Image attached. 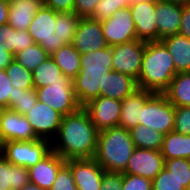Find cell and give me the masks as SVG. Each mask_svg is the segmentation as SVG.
<instances>
[{
	"label": "cell",
	"mask_w": 190,
	"mask_h": 190,
	"mask_svg": "<svg viewBox=\"0 0 190 190\" xmlns=\"http://www.w3.org/2000/svg\"><path fill=\"white\" fill-rule=\"evenodd\" d=\"M98 132L88 112L81 107L62 117L58 133L51 141V150L64 160L94 158Z\"/></svg>",
	"instance_id": "1"
},
{
	"label": "cell",
	"mask_w": 190,
	"mask_h": 190,
	"mask_svg": "<svg viewBox=\"0 0 190 190\" xmlns=\"http://www.w3.org/2000/svg\"><path fill=\"white\" fill-rule=\"evenodd\" d=\"M81 70L73 80V87L79 104L83 107L90 100L100 96L104 89L106 74L112 70V47L81 54Z\"/></svg>",
	"instance_id": "2"
},
{
	"label": "cell",
	"mask_w": 190,
	"mask_h": 190,
	"mask_svg": "<svg viewBox=\"0 0 190 190\" xmlns=\"http://www.w3.org/2000/svg\"><path fill=\"white\" fill-rule=\"evenodd\" d=\"M172 56L161 41L145 42L138 88L163 93L176 75Z\"/></svg>",
	"instance_id": "3"
},
{
	"label": "cell",
	"mask_w": 190,
	"mask_h": 190,
	"mask_svg": "<svg viewBox=\"0 0 190 190\" xmlns=\"http://www.w3.org/2000/svg\"><path fill=\"white\" fill-rule=\"evenodd\" d=\"M135 145L129 130L116 126L98 132L94 159L106 172L123 173Z\"/></svg>",
	"instance_id": "4"
},
{
	"label": "cell",
	"mask_w": 190,
	"mask_h": 190,
	"mask_svg": "<svg viewBox=\"0 0 190 190\" xmlns=\"http://www.w3.org/2000/svg\"><path fill=\"white\" fill-rule=\"evenodd\" d=\"M174 123L175 106L163 93H154L142 107L140 124L166 135L173 131Z\"/></svg>",
	"instance_id": "5"
},
{
	"label": "cell",
	"mask_w": 190,
	"mask_h": 190,
	"mask_svg": "<svg viewBox=\"0 0 190 190\" xmlns=\"http://www.w3.org/2000/svg\"><path fill=\"white\" fill-rule=\"evenodd\" d=\"M50 151L51 142L46 139L8 141L3 143L2 155L12 165L29 169L36 165Z\"/></svg>",
	"instance_id": "6"
},
{
	"label": "cell",
	"mask_w": 190,
	"mask_h": 190,
	"mask_svg": "<svg viewBox=\"0 0 190 190\" xmlns=\"http://www.w3.org/2000/svg\"><path fill=\"white\" fill-rule=\"evenodd\" d=\"M36 94L38 101L45 103L63 116L72 114L82 107L76 98L71 80H61L36 88Z\"/></svg>",
	"instance_id": "7"
},
{
	"label": "cell",
	"mask_w": 190,
	"mask_h": 190,
	"mask_svg": "<svg viewBox=\"0 0 190 190\" xmlns=\"http://www.w3.org/2000/svg\"><path fill=\"white\" fill-rule=\"evenodd\" d=\"M57 13L53 9L42 5L34 15L27 30L34 42L42 46L49 55L63 46L54 34Z\"/></svg>",
	"instance_id": "8"
},
{
	"label": "cell",
	"mask_w": 190,
	"mask_h": 190,
	"mask_svg": "<svg viewBox=\"0 0 190 190\" xmlns=\"http://www.w3.org/2000/svg\"><path fill=\"white\" fill-rule=\"evenodd\" d=\"M144 49L145 42L138 39L112 46V70L127 74L137 81Z\"/></svg>",
	"instance_id": "9"
},
{
	"label": "cell",
	"mask_w": 190,
	"mask_h": 190,
	"mask_svg": "<svg viewBox=\"0 0 190 190\" xmlns=\"http://www.w3.org/2000/svg\"><path fill=\"white\" fill-rule=\"evenodd\" d=\"M103 36L110 47L137 39L130 7L119 9L101 21Z\"/></svg>",
	"instance_id": "10"
},
{
	"label": "cell",
	"mask_w": 190,
	"mask_h": 190,
	"mask_svg": "<svg viewBox=\"0 0 190 190\" xmlns=\"http://www.w3.org/2000/svg\"><path fill=\"white\" fill-rule=\"evenodd\" d=\"M39 139L52 141L59 130L63 115L45 103L37 101L25 115Z\"/></svg>",
	"instance_id": "11"
},
{
	"label": "cell",
	"mask_w": 190,
	"mask_h": 190,
	"mask_svg": "<svg viewBox=\"0 0 190 190\" xmlns=\"http://www.w3.org/2000/svg\"><path fill=\"white\" fill-rule=\"evenodd\" d=\"M121 107L120 100L105 96L94 98L83 106L98 131L119 126Z\"/></svg>",
	"instance_id": "12"
},
{
	"label": "cell",
	"mask_w": 190,
	"mask_h": 190,
	"mask_svg": "<svg viewBox=\"0 0 190 190\" xmlns=\"http://www.w3.org/2000/svg\"><path fill=\"white\" fill-rule=\"evenodd\" d=\"M164 161L160 151L135 148L123 173L154 180L164 168Z\"/></svg>",
	"instance_id": "13"
},
{
	"label": "cell",
	"mask_w": 190,
	"mask_h": 190,
	"mask_svg": "<svg viewBox=\"0 0 190 190\" xmlns=\"http://www.w3.org/2000/svg\"><path fill=\"white\" fill-rule=\"evenodd\" d=\"M70 167L77 190H99L102 177L106 172L94 158L69 159Z\"/></svg>",
	"instance_id": "14"
},
{
	"label": "cell",
	"mask_w": 190,
	"mask_h": 190,
	"mask_svg": "<svg viewBox=\"0 0 190 190\" xmlns=\"http://www.w3.org/2000/svg\"><path fill=\"white\" fill-rule=\"evenodd\" d=\"M72 45L80 54L97 51L108 46L103 36L101 22L89 17L81 18Z\"/></svg>",
	"instance_id": "15"
},
{
	"label": "cell",
	"mask_w": 190,
	"mask_h": 190,
	"mask_svg": "<svg viewBox=\"0 0 190 190\" xmlns=\"http://www.w3.org/2000/svg\"><path fill=\"white\" fill-rule=\"evenodd\" d=\"M0 137L4 142L39 139L24 115L5 109L0 120Z\"/></svg>",
	"instance_id": "16"
},
{
	"label": "cell",
	"mask_w": 190,
	"mask_h": 190,
	"mask_svg": "<svg viewBox=\"0 0 190 190\" xmlns=\"http://www.w3.org/2000/svg\"><path fill=\"white\" fill-rule=\"evenodd\" d=\"M155 6L156 1H148L129 6L138 40L144 42L158 41Z\"/></svg>",
	"instance_id": "17"
},
{
	"label": "cell",
	"mask_w": 190,
	"mask_h": 190,
	"mask_svg": "<svg viewBox=\"0 0 190 190\" xmlns=\"http://www.w3.org/2000/svg\"><path fill=\"white\" fill-rule=\"evenodd\" d=\"M65 163L66 160L51 150L36 165L28 169L30 182L43 190H49L55 182L59 169Z\"/></svg>",
	"instance_id": "18"
},
{
	"label": "cell",
	"mask_w": 190,
	"mask_h": 190,
	"mask_svg": "<svg viewBox=\"0 0 190 190\" xmlns=\"http://www.w3.org/2000/svg\"><path fill=\"white\" fill-rule=\"evenodd\" d=\"M155 16L158 27V41L164 37L179 33L182 16L181 5L157 0Z\"/></svg>",
	"instance_id": "19"
},
{
	"label": "cell",
	"mask_w": 190,
	"mask_h": 190,
	"mask_svg": "<svg viewBox=\"0 0 190 190\" xmlns=\"http://www.w3.org/2000/svg\"><path fill=\"white\" fill-rule=\"evenodd\" d=\"M153 94L154 93L151 91L138 88L122 100L119 126L130 130L139 125L141 121L142 107Z\"/></svg>",
	"instance_id": "20"
},
{
	"label": "cell",
	"mask_w": 190,
	"mask_h": 190,
	"mask_svg": "<svg viewBox=\"0 0 190 190\" xmlns=\"http://www.w3.org/2000/svg\"><path fill=\"white\" fill-rule=\"evenodd\" d=\"M43 0H9L8 24L16 30H28Z\"/></svg>",
	"instance_id": "21"
},
{
	"label": "cell",
	"mask_w": 190,
	"mask_h": 190,
	"mask_svg": "<svg viewBox=\"0 0 190 190\" xmlns=\"http://www.w3.org/2000/svg\"><path fill=\"white\" fill-rule=\"evenodd\" d=\"M137 89V81L131 76L111 70L106 74L104 89H100V96L122 101Z\"/></svg>",
	"instance_id": "22"
},
{
	"label": "cell",
	"mask_w": 190,
	"mask_h": 190,
	"mask_svg": "<svg viewBox=\"0 0 190 190\" xmlns=\"http://www.w3.org/2000/svg\"><path fill=\"white\" fill-rule=\"evenodd\" d=\"M175 64L176 73L190 72V39L180 34L170 35L160 40Z\"/></svg>",
	"instance_id": "23"
},
{
	"label": "cell",
	"mask_w": 190,
	"mask_h": 190,
	"mask_svg": "<svg viewBox=\"0 0 190 190\" xmlns=\"http://www.w3.org/2000/svg\"><path fill=\"white\" fill-rule=\"evenodd\" d=\"M30 182L26 167L12 165L0 154V190H20Z\"/></svg>",
	"instance_id": "24"
},
{
	"label": "cell",
	"mask_w": 190,
	"mask_h": 190,
	"mask_svg": "<svg viewBox=\"0 0 190 190\" xmlns=\"http://www.w3.org/2000/svg\"><path fill=\"white\" fill-rule=\"evenodd\" d=\"M59 66L62 74L73 81L81 70V54L72 44L63 45L50 55Z\"/></svg>",
	"instance_id": "25"
},
{
	"label": "cell",
	"mask_w": 190,
	"mask_h": 190,
	"mask_svg": "<svg viewBox=\"0 0 190 190\" xmlns=\"http://www.w3.org/2000/svg\"><path fill=\"white\" fill-rule=\"evenodd\" d=\"M163 94L175 107L190 106V72L177 73Z\"/></svg>",
	"instance_id": "26"
},
{
	"label": "cell",
	"mask_w": 190,
	"mask_h": 190,
	"mask_svg": "<svg viewBox=\"0 0 190 190\" xmlns=\"http://www.w3.org/2000/svg\"><path fill=\"white\" fill-rule=\"evenodd\" d=\"M165 160L173 158L190 159V135L174 131L164 136L160 150Z\"/></svg>",
	"instance_id": "27"
},
{
	"label": "cell",
	"mask_w": 190,
	"mask_h": 190,
	"mask_svg": "<svg viewBox=\"0 0 190 190\" xmlns=\"http://www.w3.org/2000/svg\"><path fill=\"white\" fill-rule=\"evenodd\" d=\"M32 78L34 88L48 86L51 83L60 82L61 80H69L62 74L59 66L51 56L32 71Z\"/></svg>",
	"instance_id": "28"
},
{
	"label": "cell",
	"mask_w": 190,
	"mask_h": 190,
	"mask_svg": "<svg viewBox=\"0 0 190 190\" xmlns=\"http://www.w3.org/2000/svg\"><path fill=\"white\" fill-rule=\"evenodd\" d=\"M130 137L136 148L160 151L164 134L139 124L129 130Z\"/></svg>",
	"instance_id": "29"
},
{
	"label": "cell",
	"mask_w": 190,
	"mask_h": 190,
	"mask_svg": "<svg viewBox=\"0 0 190 190\" xmlns=\"http://www.w3.org/2000/svg\"><path fill=\"white\" fill-rule=\"evenodd\" d=\"M80 19L74 12L57 13L54 34L63 45L72 44Z\"/></svg>",
	"instance_id": "30"
},
{
	"label": "cell",
	"mask_w": 190,
	"mask_h": 190,
	"mask_svg": "<svg viewBox=\"0 0 190 190\" xmlns=\"http://www.w3.org/2000/svg\"><path fill=\"white\" fill-rule=\"evenodd\" d=\"M38 101L36 88L22 89L14 87L13 97H9V107L12 111L25 115Z\"/></svg>",
	"instance_id": "31"
},
{
	"label": "cell",
	"mask_w": 190,
	"mask_h": 190,
	"mask_svg": "<svg viewBox=\"0 0 190 190\" xmlns=\"http://www.w3.org/2000/svg\"><path fill=\"white\" fill-rule=\"evenodd\" d=\"M50 55L37 43L27 47L14 55V59L25 69L33 71Z\"/></svg>",
	"instance_id": "32"
},
{
	"label": "cell",
	"mask_w": 190,
	"mask_h": 190,
	"mask_svg": "<svg viewBox=\"0 0 190 190\" xmlns=\"http://www.w3.org/2000/svg\"><path fill=\"white\" fill-rule=\"evenodd\" d=\"M5 71L13 87L22 89L34 88L32 71L25 69L15 59L8 65Z\"/></svg>",
	"instance_id": "33"
},
{
	"label": "cell",
	"mask_w": 190,
	"mask_h": 190,
	"mask_svg": "<svg viewBox=\"0 0 190 190\" xmlns=\"http://www.w3.org/2000/svg\"><path fill=\"white\" fill-rule=\"evenodd\" d=\"M164 169L177 178L187 190H190V160L173 158L164 161Z\"/></svg>",
	"instance_id": "34"
},
{
	"label": "cell",
	"mask_w": 190,
	"mask_h": 190,
	"mask_svg": "<svg viewBox=\"0 0 190 190\" xmlns=\"http://www.w3.org/2000/svg\"><path fill=\"white\" fill-rule=\"evenodd\" d=\"M35 42L27 30H16L9 25V38L6 46L8 52L15 55L16 53L23 51L27 47L33 45Z\"/></svg>",
	"instance_id": "35"
},
{
	"label": "cell",
	"mask_w": 190,
	"mask_h": 190,
	"mask_svg": "<svg viewBox=\"0 0 190 190\" xmlns=\"http://www.w3.org/2000/svg\"><path fill=\"white\" fill-rule=\"evenodd\" d=\"M126 7H129V0H100L90 18L101 22L108 19L117 10Z\"/></svg>",
	"instance_id": "36"
},
{
	"label": "cell",
	"mask_w": 190,
	"mask_h": 190,
	"mask_svg": "<svg viewBox=\"0 0 190 190\" xmlns=\"http://www.w3.org/2000/svg\"><path fill=\"white\" fill-rule=\"evenodd\" d=\"M152 190H187L169 171H162L152 180Z\"/></svg>",
	"instance_id": "37"
},
{
	"label": "cell",
	"mask_w": 190,
	"mask_h": 190,
	"mask_svg": "<svg viewBox=\"0 0 190 190\" xmlns=\"http://www.w3.org/2000/svg\"><path fill=\"white\" fill-rule=\"evenodd\" d=\"M49 190H77L72 171L66 163L59 169L55 182Z\"/></svg>",
	"instance_id": "38"
},
{
	"label": "cell",
	"mask_w": 190,
	"mask_h": 190,
	"mask_svg": "<svg viewBox=\"0 0 190 190\" xmlns=\"http://www.w3.org/2000/svg\"><path fill=\"white\" fill-rule=\"evenodd\" d=\"M174 132L190 135V106L175 107Z\"/></svg>",
	"instance_id": "39"
},
{
	"label": "cell",
	"mask_w": 190,
	"mask_h": 190,
	"mask_svg": "<svg viewBox=\"0 0 190 190\" xmlns=\"http://www.w3.org/2000/svg\"><path fill=\"white\" fill-rule=\"evenodd\" d=\"M122 190H152V180L122 173Z\"/></svg>",
	"instance_id": "40"
},
{
	"label": "cell",
	"mask_w": 190,
	"mask_h": 190,
	"mask_svg": "<svg viewBox=\"0 0 190 190\" xmlns=\"http://www.w3.org/2000/svg\"><path fill=\"white\" fill-rule=\"evenodd\" d=\"M14 87L5 70L0 69V105L9 107V97H13Z\"/></svg>",
	"instance_id": "41"
},
{
	"label": "cell",
	"mask_w": 190,
	"mask_h": 190,
	"mask_svg": "<svg viewBox=\"0 0 190 190\" xmlns=\"http://www.w3.org/2000/svg\"><path fill=\"white\" fill-rule=\"evenodd\" d=\"M100 0H75L73 12L81 18H90Z\"/></svg>",
	"instance_id": "42"
},
{
	"label": "cell",
	"mask_w": 190,
	"mask_h": 190,
	"mask_svg": "<svg viewBox=\"0 0 190 190\" xmlns=\"http://www.w3.org/2000/svg\"><path fill=\"white\" fill-rule=\"evenodd\" d=\"M99 190H122V173L105 172Z\"/></svg>",
	"instance_id": "43"
},
{
	"label": "cell",
	"mask_w": 190,
	"mask_h": 190,
	"mask_svg": "<svg viewBox=\"0 0 190 190\" xmlns=\"http://www.w3.org/2000/svg\"><path fill=\"white\" fill-rule=\"evenodd\" d=\"M75 0H43V5L53 9L54 11L73 12Z\"/></svg>",
	"instance_id": "44"
},
{
	"label": "cell",
	"mask_w": 190,
	"mask_h": 190,
	"mask_svg": "<svg viewBox=\"0 0 190 190\" xmlns=\"http://www.w3.org/2000/svg\"><path fill=\"white\" fill-rule=\"evenodd\" d=\"M190 39V5L182 6V16L179 33Z\"/></svg>",
	"instance_id": "45"
},
{
	"label": "cell",
	"mask_w": 190,
	"mask_h": 190,
	"mask_svg": "<svg viewBox=\"0 0 190 190\" xmlns=\"http://www.w3.org/2000/svg\"><path fill=\"white\" fill-rule=\"evenodd\" d=\"M13 60L14 55L8 52L6 43L0 45V69L5 70Z\"/></svg>",
	"instance_id": "46"
},
{
	"label": "cell",
	"mask_w": 190,
	"mask_h": 190,
	"mask_svg": "<svg viewBox=\"0 0 190 190\" xmlns=\"http://www.w3.org/2000/svg\"><path fill=\"white\" fill-rule=\"evenodd\" d=\"M9 0H0V26L8 23Z\"/></svg>",
	"instance_id": "47"
},
{
	"label": "cell",
	"mask_w": 190,
	"mask_h": 190,
	"mask_svg": "<svg viewBox=\"0 0 190 190\" xmlns=\"http://www.w3.org/2000/svg\"><path fill=\"white\" fill-rule=\"evenodd\" d=\"M9 38V24H4L0 26V45L8 43Z\"/></svg>",
	"instance_id": "48"
},
{
	"label": "cell",
	"mask_w": 190,
	"mask_h": 190,
	"mask_svg": "<svg viewBox=\"0 0 190 190\" xmlns=\"http://www.w3.org/2000/svg\"><path fill=\"white\" fill-rule=\"evenodd\" d=\"M161 1L170 2L172 4H177L181 6L190 5V0H161Z\"/></svg>",
	"instance_id": "49"
},
{
	"label": "cell",
	"mask_w": 190,
	"mask_h": 190,
	"mask_svg": "<svg viewBox=\"0 0 190 190\" xmlns=\"http://www.w3.org/2000/svg\"><path fill=\"white\" fill-rule=\"evenodd\" d=\"M20 190H43V189L35 185L34 183L29 182L26 185H24Z\"/></svg>",
	"instance_id": "50"
},
{
	"label": "cell",
	"mask_w": 190,
	"mask_h": 190,
	"mask_svg": "<svg viewBox=\"0 0 190 190\" xmlns=\"http://www.w3.org/2000/svg\"><path fill=\"white\" fill-rule=\"evenodd\" d=\"M148 1H157V0H129V6L136 5L143 2H148Z\"/></svg>",
	"instance_id": "51"
},
{
	"label": "cell",
	"mask_w": 190,
	"mask_h": 190,
	"mask_svg": "<svg viewBox=\"0 0 190 190\" xmlns=\"http://www.w3.org/2000/svg\"><path fill=\"white\" fill-rule=\"evenodd\" d=\"M2 151H3V141L1 140L0 137V154H2Z\"/></svg>",
	"instance_id": "52"
},
{
	"label": "cell",
	"mask_w": 190,
	"mask_h": 190,
	"mask_svg": "<svg viewBox=\"0 0 190 190\" xmlns=\"http://www.w3.org/2000/svg\"><path fill=\"white\" fill-rule=\"evenodd\" d=\"M5 109H6V108H4L2 105H0V120H1L2 113H3V111H4Z\"/></svg>",
	"instance_id": "53"
}]
</instances>
